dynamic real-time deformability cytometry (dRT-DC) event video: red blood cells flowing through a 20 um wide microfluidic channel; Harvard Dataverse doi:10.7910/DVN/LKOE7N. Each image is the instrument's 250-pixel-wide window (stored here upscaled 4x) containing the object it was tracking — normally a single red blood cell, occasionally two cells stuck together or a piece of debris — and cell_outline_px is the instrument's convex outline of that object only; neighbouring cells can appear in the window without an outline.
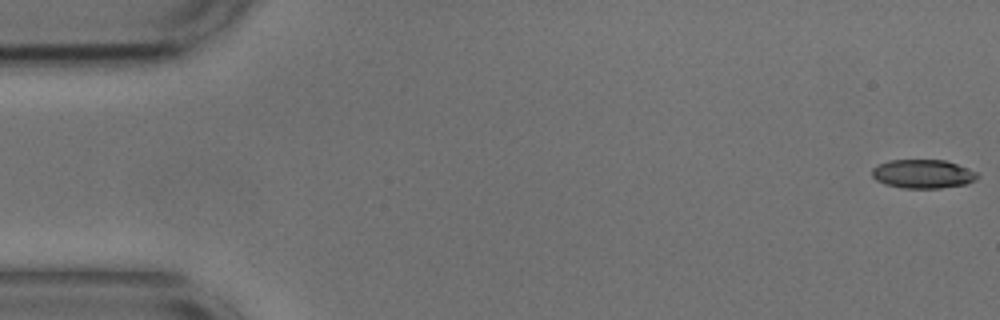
{"species": "common noctule bat (a hibernating species)", "species_latin": "Nyctalus noctula", "temperature_condition": "cold", "stored_images_in_passage": 4, "camera_frame_rate_fps": 3000, "um_per_image_px": 0.085, "animal": {"sex": "male", "body_mass_g": 17.9, "forearm_length_mm": 54.2}, "frame": {"image": 1, "passage_image": 1, "time_ms": 0.0, "image_size_px": [1000, 320], "cell_outline_px": [[980, 176], [976, 180], [968, 184], [940, 188], [904, 188], [884, 184], [876, 180], [872, 176], [872, 168], [876, 164], [888, 160], [944, 160], [980, 172]], "centroid_in_image_um": [78.47, 14.78], "position_along_channel_um": 6.5, "area_um2": 17.98}}
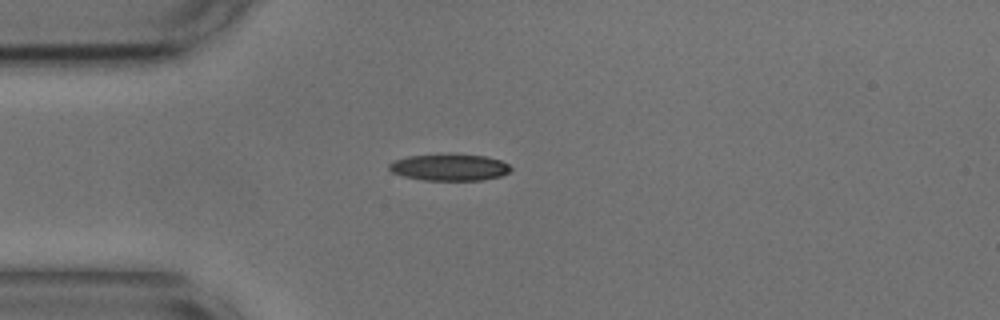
{"frame": {"image": 2, "passage_image": 4, "time_ms": 1.0, "image_size_px": [1000, 320], "cell_outline_px": [[512, 168], [508, 172], [500, 176], [480, 180], [424, 180], [404, 176], [392, 172], [388, 168], [388, 164], [396, 160], [408, 156], [484, 156], [500, 160], [508, 164]], "centroid_in_image_um": [38.2, 14.25], "position_along_channel_um": 46.8, "area_um2": 18.09}}